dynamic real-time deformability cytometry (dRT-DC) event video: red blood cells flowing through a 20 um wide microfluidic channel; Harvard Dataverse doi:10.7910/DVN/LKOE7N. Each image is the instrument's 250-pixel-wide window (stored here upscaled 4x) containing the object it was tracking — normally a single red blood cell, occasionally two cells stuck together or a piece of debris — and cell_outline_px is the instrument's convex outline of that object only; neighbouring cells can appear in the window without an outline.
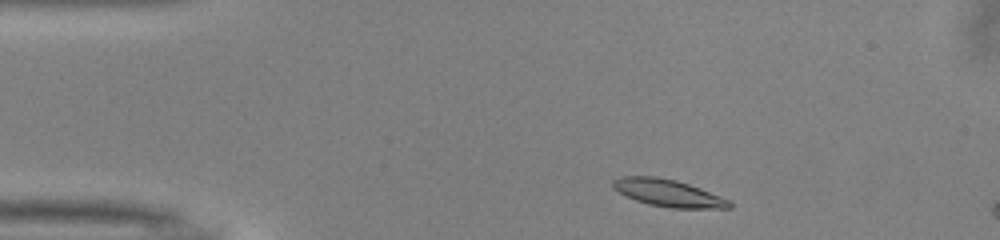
{"species": "common noctule bat (a hibernating species)", "species_latin": "Nyctalus noctula", "temperature_condition": "warm", "stored_images_in_passage": 8, "camera_frame_rate_fps": 3000, "um_per_image_px": 0.085, "animal": {"sex": "male", "body_mass_g": 13.0, "forearm_length_mm": 53.1}, "frame": {"image": 1, "passage_image": 2, "time_ms": 0.333, "image_size_px": [1000, 240], "cell_outline_px": [[732, 208], [668, 208], [648, 204], [636, 200], [612, 188], [612, 180], [620, 176], [656, 176], [676, 180], [700, 188], [720, 196], [728, 200], [732, 204]], "centroid_in_image_um": [56.77, 16.4], "position_along_channel_um": 28.2, "area_um2": 18.38}}